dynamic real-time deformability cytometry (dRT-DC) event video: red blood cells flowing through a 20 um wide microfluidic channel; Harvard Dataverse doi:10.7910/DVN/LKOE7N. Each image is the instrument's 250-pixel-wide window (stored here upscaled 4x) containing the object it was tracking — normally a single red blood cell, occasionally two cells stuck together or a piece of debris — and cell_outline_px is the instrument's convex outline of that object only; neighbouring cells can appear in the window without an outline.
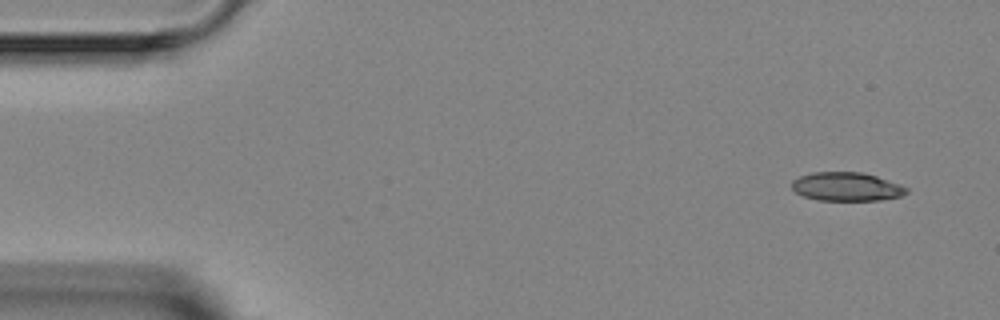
{"species": "Egyptian fruit bat (a non-hibernating species)", "species_latin": "Rousettus aegyptiacus", "temperature_condition": "room temperature", "stored_images_in_passage": 3, "camera_frame_rate_fps": 3000, "um_per_image_px": 0.085, "animal": {"sex": "female"}, "frame": {"image": 1, "passage_image": 1, "time_ms": 0.0, "image_size_px": [1000, 320], "cell_outline_px": [[908, 192], [900, 196], [880, 200], [816, 200], [804, 196], [796, 192], [792, 188], [792, 180], [800, 176], [812, 172], [860, 172], [876, 176], [900, 184], [908, 188]], "centroid_in_image_um": [71.95, 15.86], "position_along_channel_um": 13.1, "area_um2": 19.07}}
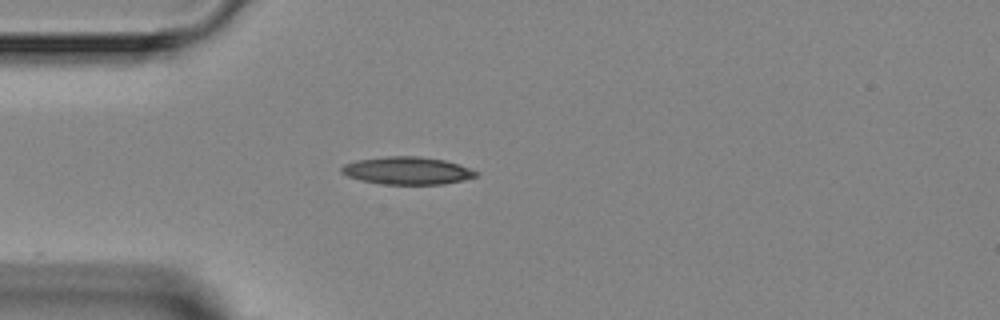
{"frame": {"image": 2, "passage_image": 3, "time_ms": 3.333, "image_size_px": [1000, 320], "cell_outline_px": [[480, 172], [476, 176], [464, 180], [444, 184], [380, 184], [360, 180], [348, 176], [340, 172], [340, 168], [344, 164], [356, 160], [388, 156], [420, 156], [444, 160]], "centroid_in_image_um": [34.59, 14.5], "position_along_channel_um": 50.4, "area_um2": 21.62}}